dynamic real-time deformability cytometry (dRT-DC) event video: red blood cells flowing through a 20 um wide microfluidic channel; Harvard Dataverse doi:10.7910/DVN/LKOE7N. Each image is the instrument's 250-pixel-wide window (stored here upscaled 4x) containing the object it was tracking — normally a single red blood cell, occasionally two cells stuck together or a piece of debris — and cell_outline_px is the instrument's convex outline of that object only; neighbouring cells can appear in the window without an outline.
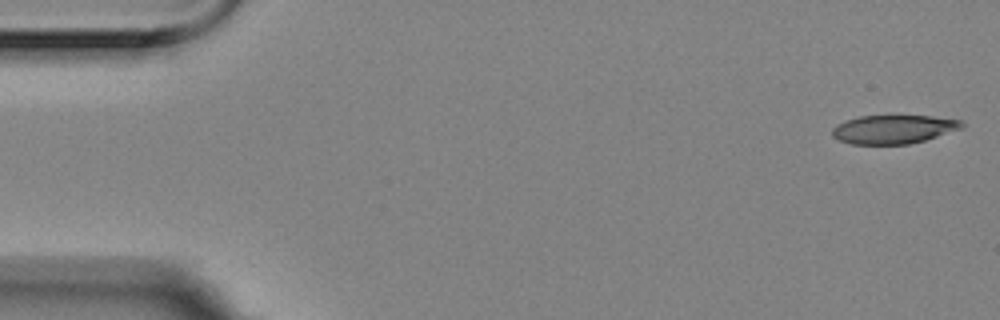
{"species": "Egyptian fruit bat (a non-hibernating species)", "species_latin": "Rousettus aegyptiacus", "temperature_condition": "room temperature", "stored_images_in_passage": 5, "camera_frame_rate_fps": 3000, "um_per_image_px": 0.085, "animal": {"sex": "female"}, "frame": {"image": 1, "passage_image": 1, "time_ms": 0.0, "image_size_px": [1000, 320], "cell_outline_px": [[964, 128], [924, 140], [908, 144], [852, 144], [840, 140], [832, 136], [832, 128], [836, 124], [844, 120], [860, 116], [932, 116], [960, 120], [964, 124]], "centroid_in_image_um": [75.93, 10.98], "position_along_channel_um": 9.1, "area_um2": 21.62}}
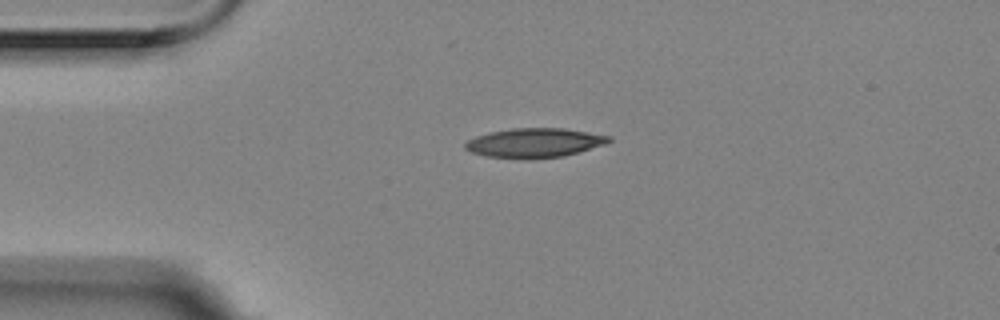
{"frame": {"image": 2, "passage_image": 4, "time_ms": 1.0, "image_size_px": [1000, 320], "cell_outline_px": [[612, 140], [604, 144], [564, 156], [528, 160], [520, 160], [484, 156], [472, 152], [464, 148], [464, 144], [468, 140], [476, 136], [488, 132], [512, 128], [564, 128], [612, 136]], "centroid_in_image_um": [45.39, 12.15], "position_along_channel_um": 39.6, "area_um2": 24.91}}